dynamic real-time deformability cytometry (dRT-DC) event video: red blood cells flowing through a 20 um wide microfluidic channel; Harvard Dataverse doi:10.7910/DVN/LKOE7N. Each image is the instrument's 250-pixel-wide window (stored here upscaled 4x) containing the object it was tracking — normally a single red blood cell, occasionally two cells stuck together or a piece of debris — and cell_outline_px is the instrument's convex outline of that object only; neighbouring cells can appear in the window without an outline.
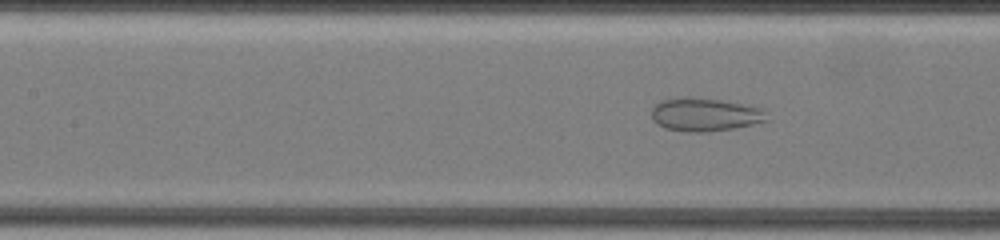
{"species": "common noctule bat (a hibernating species)", "species_latin": "Nyctalus noctula", "temperature_condition": "warm", "stored_images_in_passage": 31, "camera_frame_rate_fps": 3000, "um_per_image_px": 0.085, "animal": {"sex": "female", "body_mass_g": 19.5, "forearm_length_mm": 54.1}, "frame": {"image": 1, "passage_image": 16, "time_ms": 10.0, "image_size_px": [1000, 240], "cell_outline_px": [[768, 120], [736, 128], [708, 132], [684, 132], [664, 128], [656, 124], [652, 120], [652, 108], [660, 100], [688, 96], [720, 100], [764, 108]], "centroid_in_image_um": [59.89, 9.74], "position_along_channel_um": 147.5, "area_um2": 22.6}}
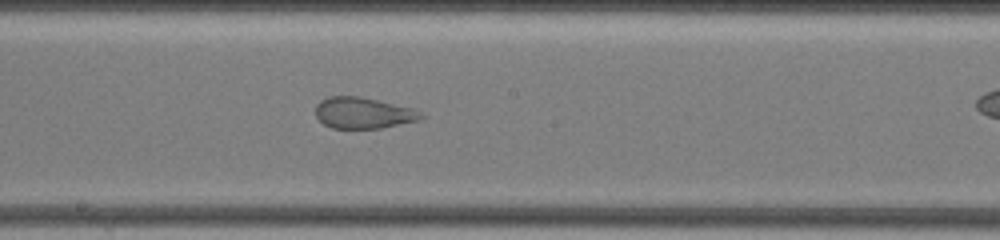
{"frame": {"image": 2, "passage_image": 21, "time_ms": 12.0, "image_size_px": [1000, 240], "cell_outline_px": [[424, 120], [380, 128], [332, 128], [324, 124], [316, 116], [316, 104], [320, 100], [328, 96], [360, 96], [412, 108], [420, 112], [424, 116]], "centroid_in_image_um": [30.89, 9.6], "position_along_channel_um": 217.3, "area_um2": 19.25}}
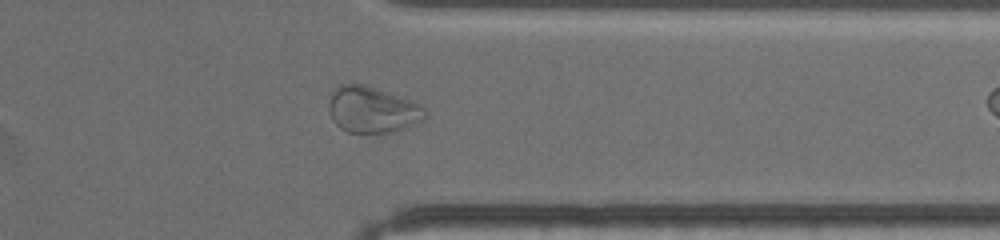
{"frame": {"image": 3, "passage_image": 30, "time_ms": 16.667, "image_size_px": [1000, 240], "cell_outline_px": [[428, 116], [424, 120], [404, 128], [392, 132], [348, 132], [340, 128], [332, 120], [328, 112], [328, 100], [332, 92], [340, 84], [364, 84], [420, 104], [428, 112]], "centroid_in_image_um": [31.63, 9.33], "position_along_channel_um": 379.8, "area_um2": 25.89}}